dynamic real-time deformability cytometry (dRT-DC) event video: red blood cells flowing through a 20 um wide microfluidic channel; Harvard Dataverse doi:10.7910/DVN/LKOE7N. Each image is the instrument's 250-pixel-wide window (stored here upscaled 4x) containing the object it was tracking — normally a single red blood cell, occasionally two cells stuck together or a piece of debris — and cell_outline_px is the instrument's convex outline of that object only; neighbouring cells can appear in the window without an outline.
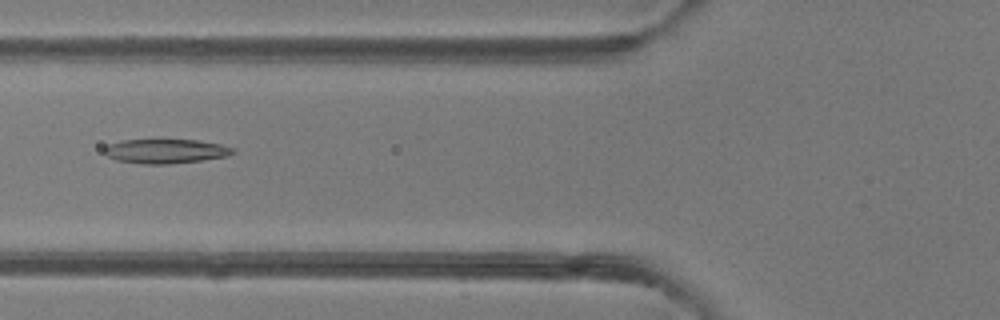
{"species": "common noctule bat (a hibernating species)", "species_latin": "Nyctalus noctula", "temperature_condition": "room temperature", "stored_images_in_passage": 49, "camera_frame_rate_fps": 3000, "um_per_image_px": 0.085, "animal": {"sex": "female"}, "frame": {"image": 1, "passage_image": 19, "time_ms": 6.0, "image_size_px": [1000, 320], "cell_outline_px": [[236, 152], [228, 156], [200, 160], [168, 164], [144, 164], [116, 160], [108, 156], [104, 152], [104, 148], [108, 144], [120, 140], [196, 140], [220, 144], [236, 148]], "centroid_in_image_um": [14.09, 12.85], "position_along_channel_um": 111.7, "area_um2": 18.21}}
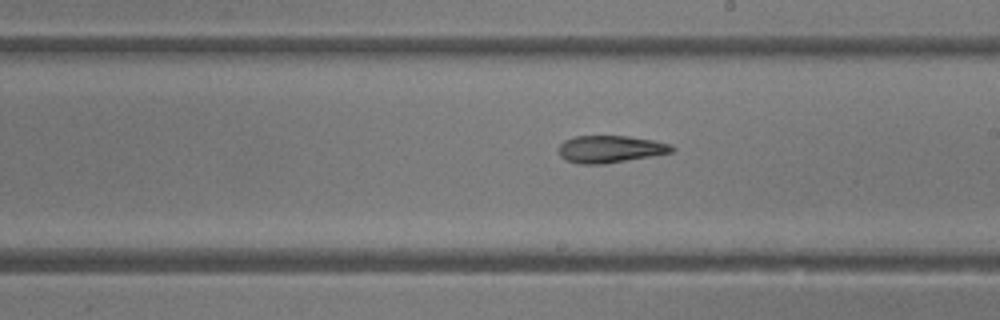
{"frame": {"image": 2, "passage_image": 28, "time_ms": 9.0, "image_size_px": [1000, 320], "cell_outline_px": [[676, 148], [672, 152], [652, 156], [604, 164], [576, 164], [564, 160], [560, 156], [560, 144], [564, 140], [576, 136], [628, 136], [652, 140], [672, 144]], "centroid_in_image_um": [51.87, 12.68], "position_along_channel_um": 237.1, "area_um2": 18.03}}
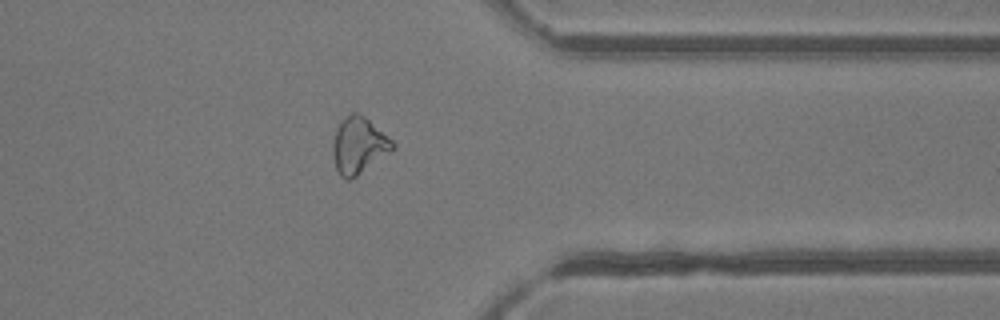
{"frame": {"image": 3, "passage_image": 39, "time_ms": 12.667, "image_size_px": [1000, 320], "cell_outline_px": [[396, 148], [352, 180], [344, 180], [340, 176], [336, 168], [332, 156], [332, 144], [336, 128], [352, 112], [356, 112], [364, 116], [392, 140], [396, 144]], "centroid_in_image_um": [30.49, 12.41], "position_along_channel_um": 380.9, "area_um2": 19.71}, "authors_computed_cell_mechanics": {"area_um2": 19.7676, "velocity_mm_per_s": 4.1798, "shape_relaxation_time_tau1_ms": null, "shape_relaxation_time_tau2_ms": 3.796, "deformation_change_tau1": null, "deformation_change_tau2": 0.1225}}